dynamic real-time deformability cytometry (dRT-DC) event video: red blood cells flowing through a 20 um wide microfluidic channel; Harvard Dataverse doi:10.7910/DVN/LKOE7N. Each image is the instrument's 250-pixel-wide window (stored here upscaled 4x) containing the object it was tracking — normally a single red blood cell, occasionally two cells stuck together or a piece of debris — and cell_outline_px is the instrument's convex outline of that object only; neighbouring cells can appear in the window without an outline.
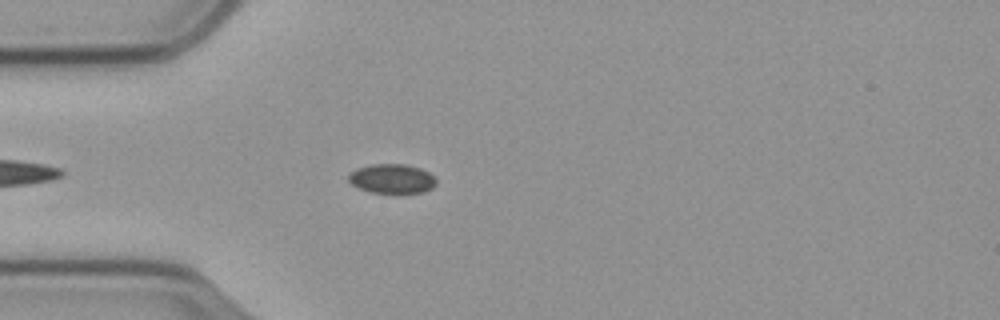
{"species": "common noctule bat (a hibernating species)", "species_latin": "Nyctalus noctula", "temperature_condition": "cold", "stored_images_in_passage": 31, "camera_frame_rate_fps": 3000, "um_per_image_px": 0.085, "animal": {"sex": "male", "body_mass_g": 23.1, "forearm_length_mm": 52.7}, "frame": {"image": 1, "passage_image": 7, "time_ms": 2.0, "image_size_px": [1000, 320], "cell_outline_px": [[436, 184], [432, 188], [420, 192], [372, 192], [360, 188], [352, 184], [348, 180], [348, 172], [356, 168], [372, 164], [404, 164], [420, 168], [428, 172], [436, 180]], "centroid_in_image_um": [33.28, 15.17], "position_along_channel_um": 51.7, "area_um2": 14.8}}
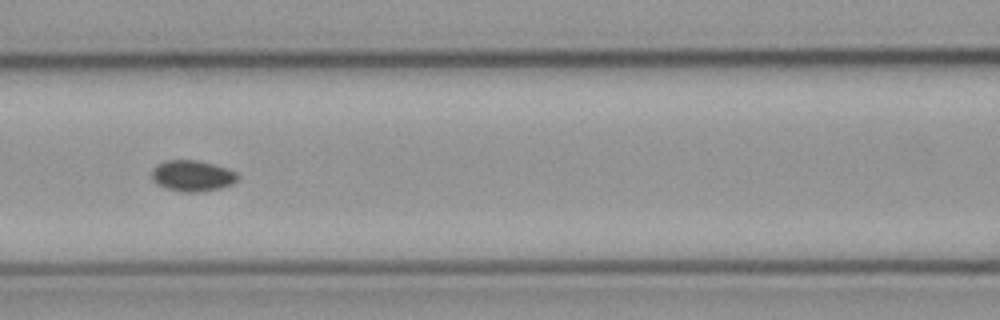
{"frame": {"image": 2, "passage_image": 16, "time_ms": 5.0, "image_size_px": [1000, 320], "cell_outline_px": [[240, 176], [232, 184], [220, 188], [200, 192], [180, 192], [168, 188], [160, 184], [152, 176], [152, 172], [160, 164], [168, 160], [196, 160], [216, 164], [228, 168], [236, 172]], "centroid_in_image_um": [16.44, 14.94], "position_along_channel_um": 150.2, "area_um2": 15.26}}
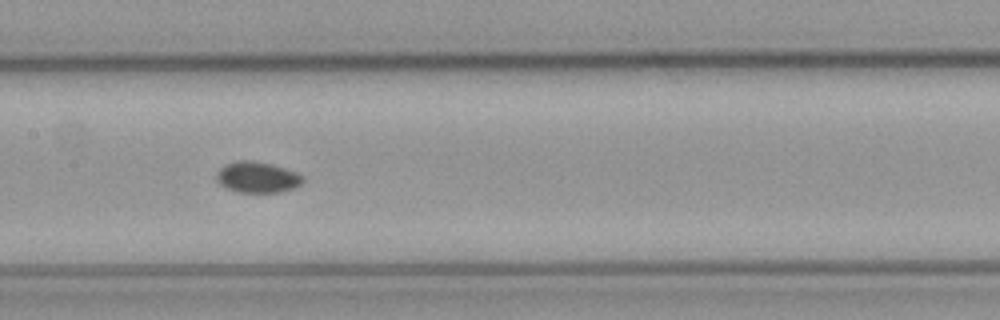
{"frame": {"image": 3, "passage_image": 19, "time_ms": 6.0, "image_size_px": [1000, 320], "cell_outline_px": [[304, 180], [300, 184], [292, 188], [280, 192], [240, 192], [228, 188], [220, 184], [216, 180], [216, 176], [220, 168], [224, 164], [236, 160], [252, 160], [284, 168], [296, 172], [304, 176]], "centroid_in_image_um": [21.86, 15.05], "position_along_channel_um": 185.5, "area_um2": 15.43}}